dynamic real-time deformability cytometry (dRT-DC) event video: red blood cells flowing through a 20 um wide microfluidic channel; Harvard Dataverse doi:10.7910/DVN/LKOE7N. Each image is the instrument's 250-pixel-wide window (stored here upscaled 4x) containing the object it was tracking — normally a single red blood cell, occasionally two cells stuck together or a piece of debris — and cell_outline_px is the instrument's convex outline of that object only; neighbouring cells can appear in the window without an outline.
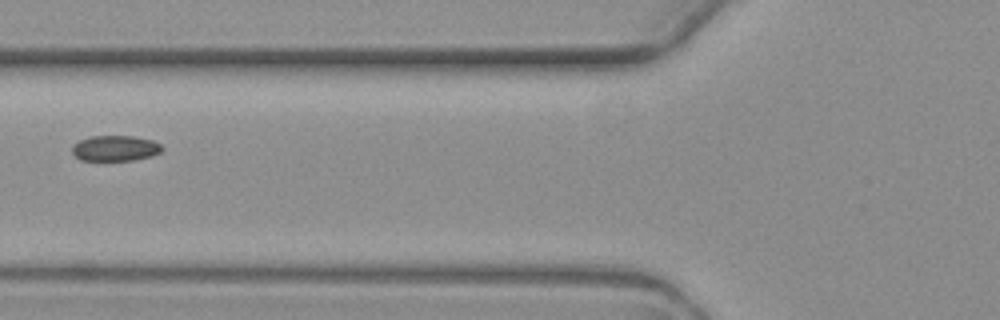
{"species": "common noctule bat (a hibernating species)", "species_latin": "Nyctalus noctula", "temperature_condition": "warm", "stored_images_in_passage": 3, "camera_frame_rate_fps": 3000, "um_per_image_px": 0.085, "animal": {"sex": "female", "body_mass_g": 19.3, "forearm_length_mm": 54.1}, "frame": {"image": 1, "passage_image": 3, "time_ms": 2.333, "image_size_px": [1000, 320], "cell_outline_px": [[164, 148], [160, 152], [152, 156], [132, 160], [80, 160], [72, 152], [72, 144], [88, 136], [132, 136], [152, 140], [160, 144]], "centroid_in_image_um": [9.78, 12.59], "position_along_channel_um": 116.0, "area_um2": 13.41}}